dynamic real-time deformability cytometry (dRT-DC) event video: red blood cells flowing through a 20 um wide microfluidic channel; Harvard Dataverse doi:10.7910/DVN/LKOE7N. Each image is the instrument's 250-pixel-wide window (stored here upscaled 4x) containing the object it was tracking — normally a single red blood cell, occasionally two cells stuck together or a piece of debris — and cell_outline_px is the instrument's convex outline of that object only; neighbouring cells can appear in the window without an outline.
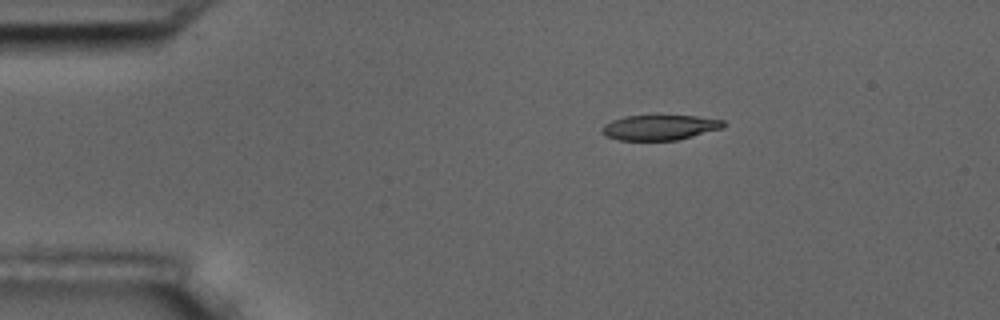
{"species": "common noctule bat (a hibernating species)", "species_latin": "Nyctalus noctula", "temperature_condition": "room temperature", "stored_images_in_passage": 3, "camera_frame_rate_fps": 3000, "um_per_image_px": 0.085, "animal": {"sex": "male", "body_mass_g": 17.5, "forearm_length_mm": 52.3}, "frame": {"image": 1, "passage_image": 1, "time_ms": 0.0, "image_size_px": [1000, 320], "cell_outline_px": [[724, 128], [676, 140], [620, 140], [608, 136], [600, 132], [600, 128], [604, 124], [612, 120], [624, 116], [696, 116], [724, 120]], "centroid_in_image_um": [56.06, 10.83], "position_along_channel_um": 28.9, "area_um2": 17.69}}
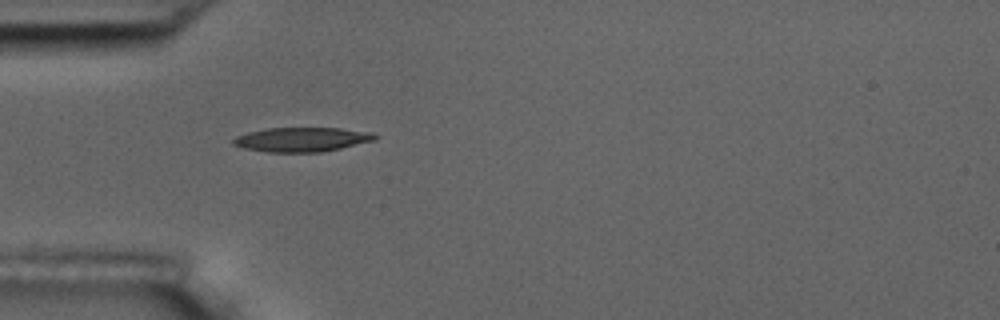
{"frame": {"image": 2, "passage_image": 3, "time_ms": 2.333, "image_size_px": [1000, 320], "cell_outline_px": [[376, 140], [340, 148], [320, 152], [268, 152], [244, 148], [232, 144], [232, 140], [236, 136], [248, 132], [268, 128], [340, 128], [372, 132], [376, 136]], "centroid_in_image_um": [25.64, 11.85], "position_along_channel_um": 59.4, "area_um2": 20.0}}